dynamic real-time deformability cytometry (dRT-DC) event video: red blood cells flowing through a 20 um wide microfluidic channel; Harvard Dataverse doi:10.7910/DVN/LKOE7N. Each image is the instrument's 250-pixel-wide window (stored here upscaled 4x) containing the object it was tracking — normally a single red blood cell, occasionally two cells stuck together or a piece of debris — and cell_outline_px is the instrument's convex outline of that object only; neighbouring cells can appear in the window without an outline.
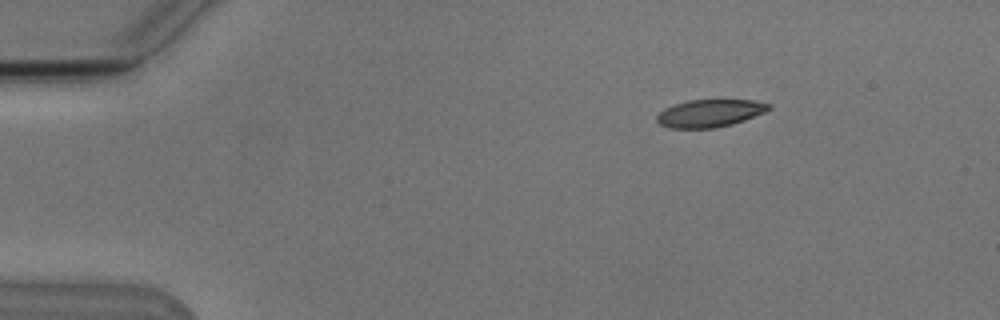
{"species": "Egyptian fruit bat (a non-hibernating species)", "species_latin": "Rousettus aegyptiacus", "temperature_condition": "cold", "stored_images_in_passage": 3, "camera_frame_rate_fps": 3000, "um_per_image_px": 0.085, "animal": {"sex": "male"}, "frame": {"image": 1, "passage_image": 3, "time_ms": 3.333, "image_size_px": [1000, 320], "cell_outline_px": [[772, 108], [764, 112], [744, 120], [732, 124], [712, 128], [668, 128], [660, 124], [656, 120], [656, 116], [664, 108], [688, 100], [752, 100], [772, 104]], "centroid_in_image_um": [60.33, 9.62], "position_along_channel_um": 24.7, "area_um2": 17.92}}